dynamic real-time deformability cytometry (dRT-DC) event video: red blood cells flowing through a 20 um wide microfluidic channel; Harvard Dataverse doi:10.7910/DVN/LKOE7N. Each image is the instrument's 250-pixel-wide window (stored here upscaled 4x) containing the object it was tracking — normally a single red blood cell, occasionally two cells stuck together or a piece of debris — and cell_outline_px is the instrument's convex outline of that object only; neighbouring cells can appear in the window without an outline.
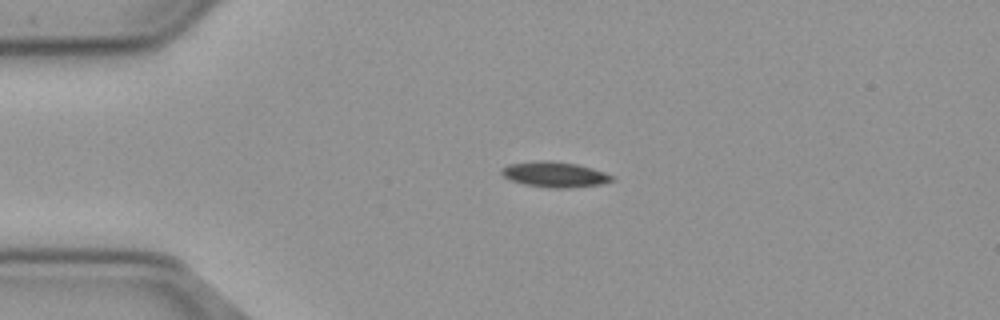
{"species": "common noctule bat (a hibernating species)", "species_latin": "Nyctalus noctula", "temperature_condition": "cold", "stored_images_in_passage": 49, "camera_frame_rate_fps": 3000, "um_per_image_px": 0.085, "animal": {"sex": "male", "body_mass_g": 23.1, "forearm_length_mm": 52.7}, "frame": {"image": 1, "passage_image": 12, "time_ms": 3.667, "image_size_px": [1000, 320], "cell_outline_px": [[616, 180], [600, 184], [568, 188], [548, 188], [524, 184], [512, 180], [504, 176], [500, 172], [504, 168], [512, 164], [548, 160], [576, 164], [592, 168], [604, 172], [612, 176]], "centroid_in_image_um": [47.2, 14.84], "position_along_channel_um": 37.8, "area_um2": 16.01}}
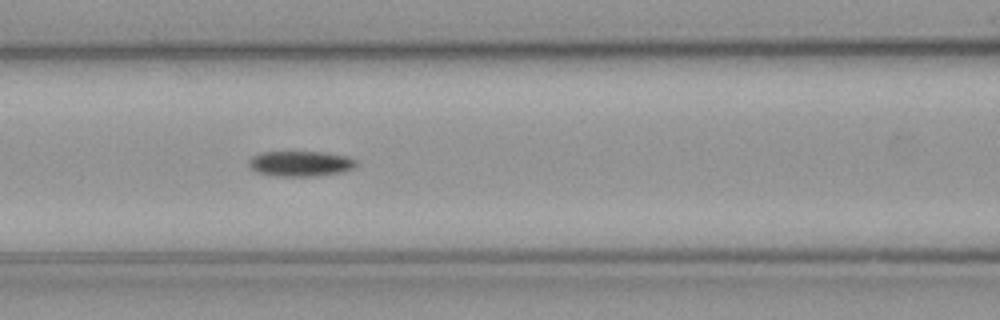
{"frame": {"image": 2, "passage_image": 23, "time_ms": 7.333, "image_size_px": [1000, 320], "cell_outline_px": [[356, 164], [352, 168], [344, 172], [316, 176], [276, 176], [256, 172], [248, 164], [248, 160], [252, 156], [260, 152], [328, 152], [344, 156], [356, 160]], "centroid_in_image_um": [25.52, 13.91], "position_along_channel_um": 141.1, "area_um2": 15.9}}
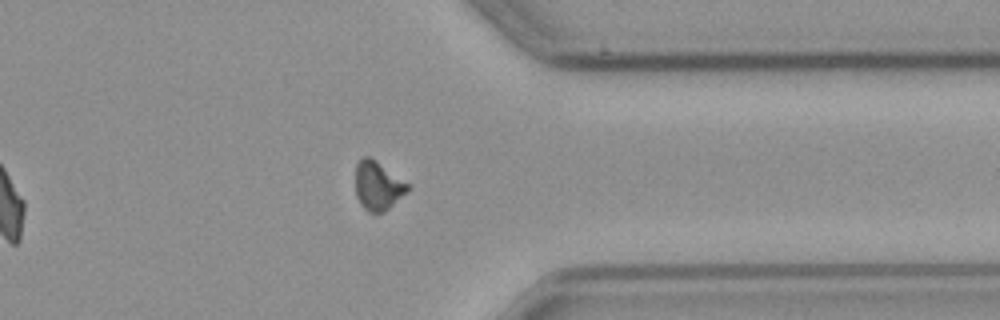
{"frame": {"image": 3, "passage_image": 43, "time_ms": 14.0, "image_size_px": [1000, 320], "cell_outline_px": [[412, 184], [408, 192], [384, 212], [368, 212], [360, 204], [356, 196], [356, 164], [364, 156], [368, 156], [376, 160]], "centroid_in_image_um": [32.16, 15.78], "position_along_channel_um": 379.2, "area_um2": 15.14}, "authors_computed_cell_mechanics": {"area_um2": 15.3748, "velocity_mm_per_s": 3.6881, "shape_relaxation_time_tau1_ms": 6.4111, "shape_relaxation_time_tau2_ms": null, "deformation_change_tau1": 0.1233, "deformation_change_tau2": null}}